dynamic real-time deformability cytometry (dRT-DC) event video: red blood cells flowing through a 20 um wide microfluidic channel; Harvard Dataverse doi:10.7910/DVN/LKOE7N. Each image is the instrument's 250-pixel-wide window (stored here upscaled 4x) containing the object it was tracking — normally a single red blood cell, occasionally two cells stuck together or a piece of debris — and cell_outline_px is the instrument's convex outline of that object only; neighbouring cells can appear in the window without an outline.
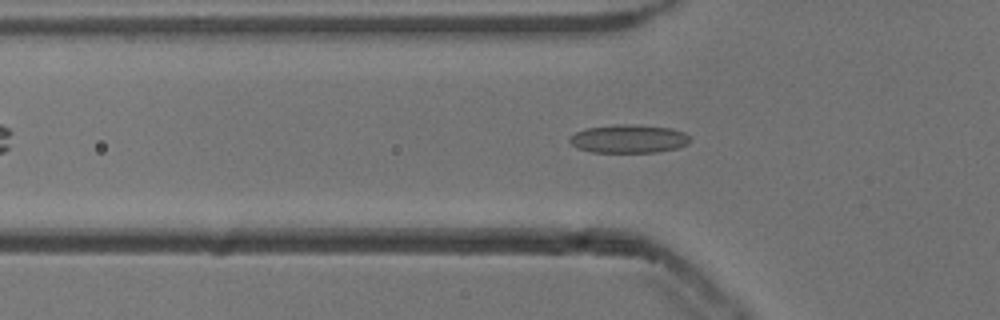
{"species": "common noctule bat (a hibernating species)", "species_latin": "Nyctalus noctula", "temperature_condition": "cold", "stored_images_in_passage": 40, "camera_frame_rate_fps": 3000, "um_per_image_px": 0.085, "animal": {"sex": "male", "body_mass_g": 13.3}, "frame": {"image": 1, "passage_image": 11, "time_ms": 3.333, "image_size_px": [1000, 320], "cell_outline_px": [[692, 140], [688, 144], [676, 148], [656, 152], [592, 152], [576, 148], [568, 140], [568, 136], [584, 128], [616, 124], [632, 124], [672, 128], [684, 132], [692, 136]], "centroid_in_image_um": [53.44, 11.79], "position_along_channel_um": 72.4, "area_um2": 20.23}}
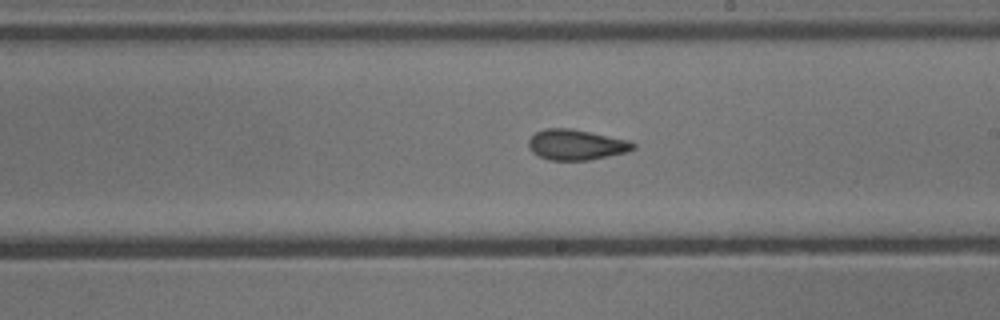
{"frame": {"image": 2, "passage_image": 24, "time_ms": 7.667, "image_size_px": [1000, 320], "cell_outline_px": [[636, 148], [628, 152], [588, 160], [548, 160], [532, 152], [528, 148], [528, 140], [536, 132], [544, 128], [572, 128], [628, 140], [636, 144]], "centroid_in_image_um": [48.97, 12.3], "position_along_channel_um": 240.0, "area_um2": 18.67}}
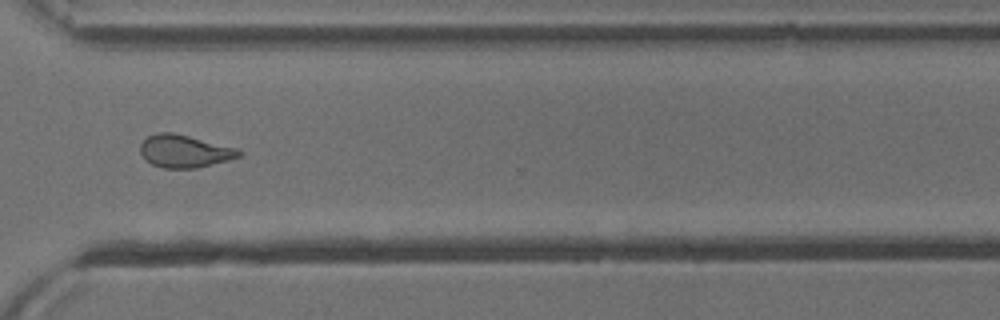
{"frame": {"image": 3, "passage_image": 33, "time_ms": 10.667, "image_size_px": [1000, 320], "cell_outline_px": [[244, 152], [240, 156], [228, 160], [196, 168], [164, 168], [152, 164], [140, 152], [140, 144], [148, 136], [156, 132], [172, 132], [240, 148]], "centroid_in_image_um": [15.72, 12.84], "position_along_channel_um": 354.9, "area_um2": 18.79}, "authors_computed_cell_mechanics": {"area_um2": 18.6983, "velocity_mm_per_s": 3.8431, "shape_relaxation_time_tau1_ms": 7.5247, "shape_relaxation_time_tau2_ms": 2.0102, "deformation_change_tau1": 0.1804, "deformation_change_tau2": 0.0973}}